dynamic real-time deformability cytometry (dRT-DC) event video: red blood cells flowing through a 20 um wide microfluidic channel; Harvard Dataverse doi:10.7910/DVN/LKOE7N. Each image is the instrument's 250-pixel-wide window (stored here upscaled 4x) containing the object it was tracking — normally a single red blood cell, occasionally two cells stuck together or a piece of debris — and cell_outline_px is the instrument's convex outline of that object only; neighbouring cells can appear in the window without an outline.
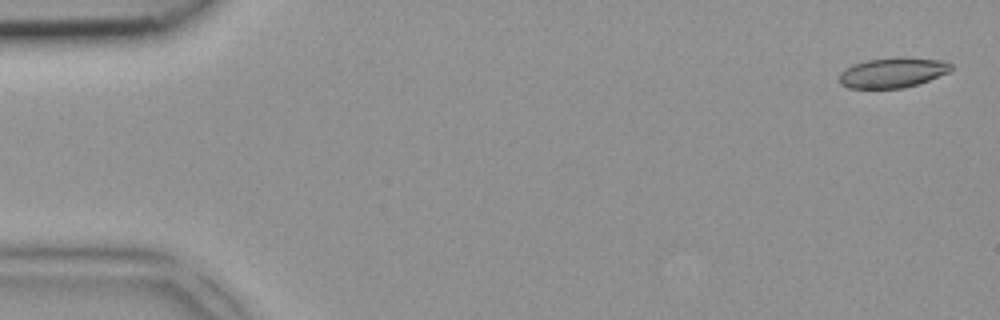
{"species": "common noctule bat (a hibernating species)", "species_latin": "Nyctalus noctula", "temperature_condition": "room temperature", "stored_images_in_passage": 4, "segment_of_instrument_passage": [2, 2], "camera_frame_rate_fps": 3000, "um_per_image_px": 0.085, "animal": {"sex": "female", "body_mass_g": 18.4}, "frame": {"image": 1, "passage_image": 4, "time_ms": 1.0, "image_size_px": [1000, 320], "cell_outline_px": [[952, 68], [948, 72], [928, 80], [904, 88], [848, 88], [840, 84], [836, 80], [840, 72], [844, 68], [852, 64], [868, 60], [896, 56], [908, 56], [944, 60], [952, 64]], "centroid_in_image_um": [75.83, 6.15], "position_along_channel_um": 9.2, "area_um2": 20.06}}